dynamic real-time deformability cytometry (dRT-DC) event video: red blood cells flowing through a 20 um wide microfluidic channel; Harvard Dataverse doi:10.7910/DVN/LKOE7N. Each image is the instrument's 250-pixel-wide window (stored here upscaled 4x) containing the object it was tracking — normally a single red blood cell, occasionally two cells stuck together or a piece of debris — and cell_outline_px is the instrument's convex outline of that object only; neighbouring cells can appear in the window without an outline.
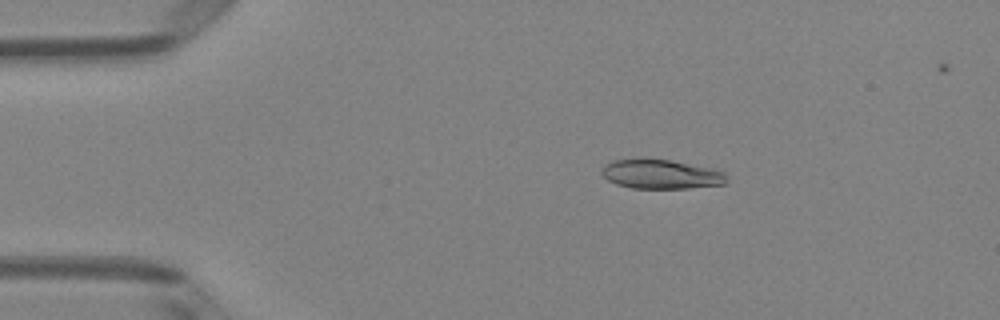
{"species": "Egyptian fruit bat (a non-hibernating species)", "species_latin": "Rousettus aegyptiacus", "temperature_condition": "room temperature", "stored_images_in_passage": 5, "camera_frame_rate_fps": 3000, "um_per_image_px": 0.085, "animal": {"sex": "female"}, "frame": {"image": 1, "passage_image": 3, "time_ms": 0.667, "image_size_px": [1000, 320], "cell_outline_px": [[728, 184], [688, 188], [632, 188], [616, 184], [608, 180], [600, 172], [600, 168], [604, 164], [612, 160], [636, 156], [640, 156], [668, 160], [712, 168], [728, 172]], "centroid_in_image_um": [56.17, 14.77], "position_along_channel_um": 28.8, "area_um2": 22.2}}
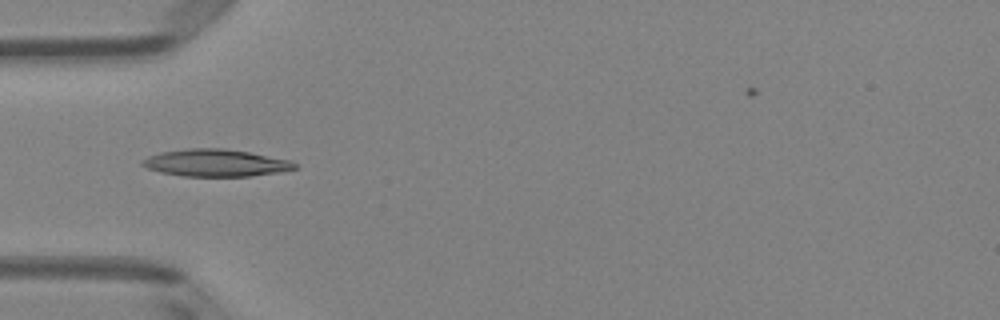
{"frame": {"image": 2, "passage_image": 5, "time_ms": 1.333, "image_size_px": [1000, 320], "cell_outline_px": [[300, 168], [280, 172], [252, 176], [184, 176], [160, 172], [148, 168], [140, 164], [140, 160], [148, 156], [160, 152], [188, 148], [224, 148], [248, 152], [292, 160]], "centroid_in_image_um": [18.35, 13.84], "position_along_channel_um": 66.6, "area_um2": 24.33}}